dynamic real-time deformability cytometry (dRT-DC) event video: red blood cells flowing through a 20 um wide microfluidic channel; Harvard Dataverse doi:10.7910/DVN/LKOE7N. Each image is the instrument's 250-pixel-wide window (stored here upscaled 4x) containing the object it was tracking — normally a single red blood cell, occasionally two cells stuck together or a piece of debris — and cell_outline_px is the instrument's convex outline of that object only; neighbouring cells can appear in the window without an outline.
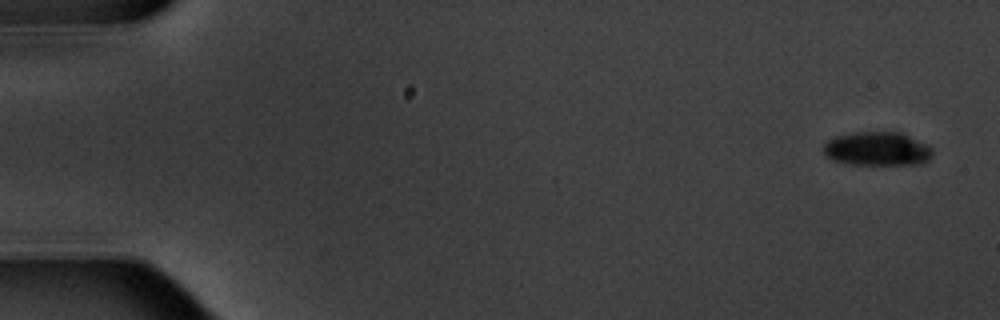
{"species": "common noctule bat (a hibernating species)", "species_latin": "Nyctalus noctula", "temperature_condition": "warm", "stored_images_in_passage": 6, "camera_frame_rate_fps": 3000, "um_per_image_px": 0.085, "animal": {"sex": "male", "body_mass_g": 20.1, "forearm_length_mm": 53.5}, "frame": {"image": 1, "passage_image": 1, "time_ms": 0.0, "image_size_px": [1000, 320], "cell_outline_px": [[932, 156], [924, 164], [852, 164], [832, 160], [824, 156], [824, 144], [828, 140], [836, 136], [852, 132], [900, 132], [928, 144], [932, 148]], "centroid_in_image_um": [74.58, 12.65], "position_along_channel_um": 10.4, "area_um2": 21.62}}
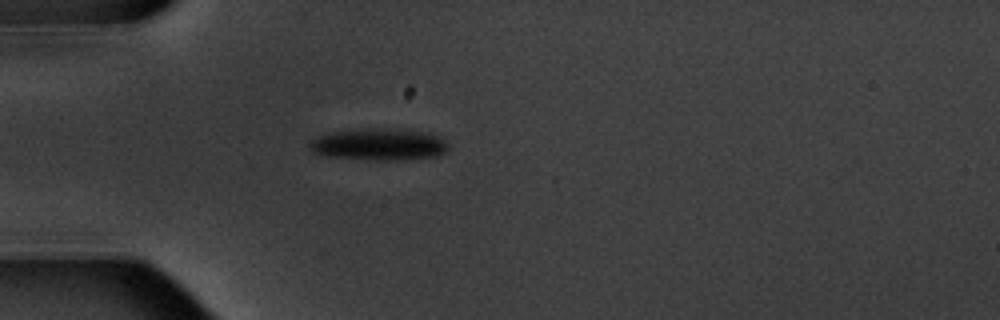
{"frame": {"image": 2, "passage_image": 5, "time_ms": 5.0, "image_size_px": [1000, 320], "cell_outline_px": [[448, 148], [444, 152], [436, 156], [396, 160], [372, 160], [324, 156], [312, 152], [308, 144], [308, 140], [328, 132], [368, 128], [424, 132], [440, 136], [448, 144]], "centroid_in_image_um": [32.13, 12.28], "position_along_channel_um": 52.9, "area_um2": 25.66}}